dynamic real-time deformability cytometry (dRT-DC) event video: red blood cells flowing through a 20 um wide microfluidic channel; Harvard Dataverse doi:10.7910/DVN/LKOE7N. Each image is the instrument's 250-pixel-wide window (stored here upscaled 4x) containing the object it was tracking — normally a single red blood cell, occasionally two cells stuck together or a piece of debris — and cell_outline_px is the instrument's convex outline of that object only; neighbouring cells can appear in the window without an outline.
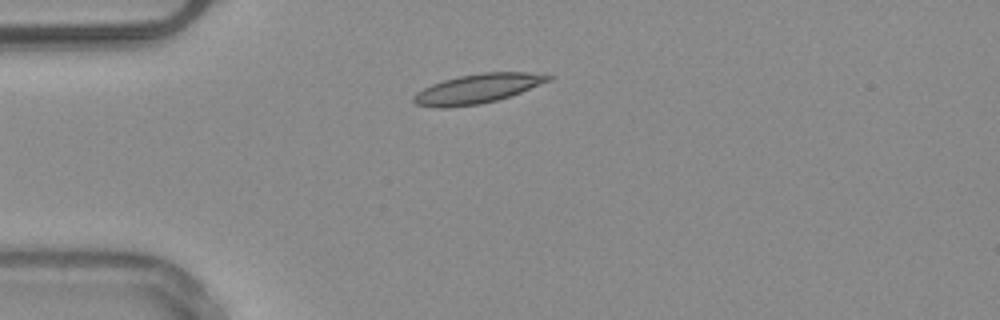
{"species": "common noctule bat (a hibernating species)", "species_latin": "Nyctalus noctula", "temperature_condition": "warm", "stored_images_in_passage": 39, "camera_frame_rate_fps": 3000, "um_per_image_px": 0.085, "animal": {"sex": "male", "body_mass_g": 20.4}, "frame": {"image": 1, "passage_image": 1, "time_ms": 0.0, "image_size_px": [1000, 320], "cell_outline_px": [[556, 76], [552, 80], [520, 92], [496, 100], [480, 104], [448, 108], [436, 108], [416, 104], [412, 100], [412, 96], [416, 92], [432, 84], [444, 80], [460, 76], [484, 72], [528, 72]], "centroid_in_image_um": [40.58, 7.54], "position_along_channel_um": 44.4, "area_um2": 23.0}}
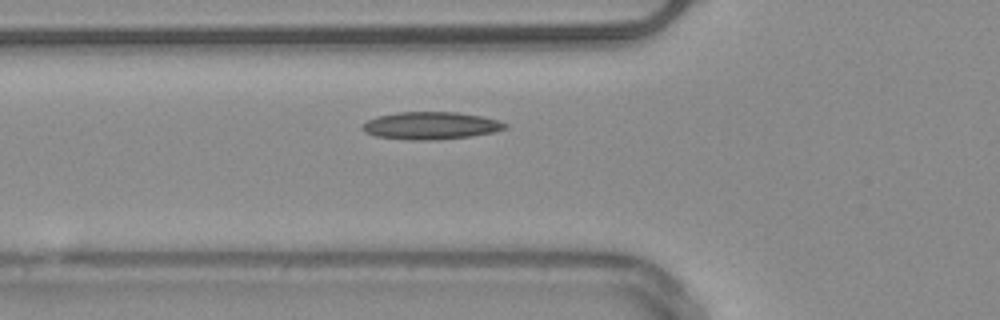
{"frame": {"image": 2, "passage_image": 6, "time_ms": 1.667, "image_size_px": [1000, 320], "cell_outline_px": [[508, 128], [492, 132], [472, 136], [432, 140], [408, 140], [376, 136], [364, 132], [360, 128], [368, 120], [376, 116], [396, 112], [456, 112], [480, 116], [496, 120], [508, 124]], "centroid_in_image_um": [36.58, 10.68], "position_along_channel_um": 89.2, "area_um2": 22.83}, "authors_computed_cell_mechanics": {"area_um2": 21.097, "velocity_mm_per_s": 3.9695, "shape_relaxation_time_tau1_ms": 6.3374, "shape_relaxation_time_tau2_ms": 9.3678, "deformation_change_tau1": 0.1532, "deformation_change_tau2": 0.1476}}